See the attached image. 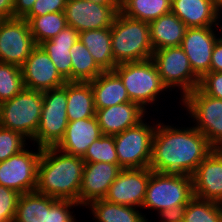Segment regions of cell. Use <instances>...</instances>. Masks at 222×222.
<instances>
[{
  "mask_svg": "<svg viewBox=\"0 0 222 222\" xmlns=\"http://www.w3.org/2000/svg\"><path fill=\"white\" fill-rule=\"evenodd\" d=\"M113 71L122 80L130 101L138 104L147 113L149 108L158 106L157 102L162 95L170 92L152 59L118 64Z\"/></svg>",
  "mask_w": 222,
  "mask_h": 222,
  "instance_id": "cell-5",
  "label": "cell"
},
{
  "mask_svg": "<svg viewBox=\"0 0 222 222\" xmlns=\"http://www.w3.org/2000/svg\"><path fill=\"white\" fill-rule=\"evenodd\" d=\"M194 197L220 203L222 201V149L202 160L192 175Z\"/></svg>",
  "mask_w": 222,
  "mask_h": 222,
  "instance_id": "cell-18",
  "label": "cell"
},
{
  "mask_svg": "<svg viewBox=\"0 0 222 222\" xmlns=\"http://www.w3.org/2000/svg\"><path fill=\"white\" fill-rule=\"evenodd\" d=\"M79 40L103 71H113L117 64L111 49V28L94 29L79 33Z\"/></svg>",
  "mask_w": 222,
  "mask_h": 222,
  "instance_id": "cell-26",
  "label": "cell"
},
{
  "mask_svg": "<svg viewBox=\"0 0 222 222\" xmlns=\"http://www.w3.org/2000/svg\"><path fill=\"white\" fill-rule=\"evenodd\" d=\"M55 200L37 191L21 194L13 222H46V208Z\"/></svg>",
  "mask_w": 222,
  "mask_h": 222,
  "instance_id": "cell-28",
  "label": "cell"
},
{
  "mask_svg": "<svg viewBox=\"0 0 222 222\" xmlns=\"http://www.w3.org/2000/svg\"><path fill=\"white\" fill-rule=\"evenodd\" d=\"M66 83L43 91V104L33 146L55 147L63 138L68 124Z\"/></svg>",
  "mask_w": 222,
  "mask_h": 222,
  "instance_id": "cell-10",
  "label": "cell"
},
{
  "mask_svg": "<svg viewBox=\"0 0 222 222\" xmlns=\"http://www.w3.org/2000/svg\"><path fill=\"white\" fill-rule=\"evenodd\" d=\"M21 194L0 185V222H13Z\"/></svg>",
  "mask_w": 222,
  "mask_h": 222,
  "instance_id": "cell-37",
  "label": "cell"
},
{
  "mask_svg": "<svg viewBox=\"0 0 222 222\" xmlns=\"http://www.w3.org/2000/svg\"><path fill=\"white\" fill-rule=\"evenodd\" d=\"M148 113L138 104L126 102L107 108L96 109L95 117L103 135H116L137 125Z\"/></svg>",
  "mask_w": 222,
  "mask_h": 222,
  "instance_id": "cell-19",
  "label": "cell"
},
{
  "mask_svg": "<svg viewBox=\"0 0 222 222\" xmlns=\"http://www.w3.org/2000/svg\"><path fill=\"white\" fill-rule=\"evenodd\" d=\"M216 3H217V6H218L219 11H220L221 14H222V0H216Z\"/></svg>",
  "mask_w": 222,
  "mask_h": 222,
  "instance_id": "cell-45",
  "label": "cell"
},
{
  "mask_svg": "<svg viewBox=\"0 0 222 222\" xmlns=\"http://www.w3.org/2000/svg\"><path fill=\"white\" fill-rule=\"evenodd\" d=\"M24 88L46 91L63 86L67 81L57 71L46 51L37 45L21 66Z\"/></svg>",
  "mask_w": 222,
  "mask_h": 222,
  "instance_id": "cell-16",
  "label": "cell"
},
{
  "mask_svg": "<svg viewBox=\"0 0 222 222\" xmlns=\"http://www.w3.org/2000/svg\"><path fill=\"white\" fill-rule=\"evenodd\" d=\"M80 207V204L72 200L56 199L49 208H46V222H76V214L73 215V208Z\"/></svg>",
  "mask_w": 222,
  "mask_h": 222,
  "instance_id": "cell-36",
  "label": "cell"
},
{
  "mask_svg": "<svg viewBox=\"0 0 222 222\" xmlns=\"http://www.w3.org/2000/svg\"><path fill=\"white\" fill-rule=\"evenodd\" d=\"M104 6H121V0H85Z\"/></svg>",
  "mask_w": 222,
  "mask_h": 222,
  "instance_id": "cell-43",
  "label": "cell"
},
{
  "mask_svg": "<svg viewBox=\"0 0 222 222\" xmlns=\"http://www.w3.org/2000/svg\"><path fill=\"white\" fill-rule=\"evenodd\" d=\"M220 34L222 35V26L186 29L181 47L189 59L194 74L200 80L210 72L213 47L221 37Z\"/></svg>",
  "mask_w": 222,
  "mask_h": 222,
  "instance_id": "cell-13",
  "label": "cell"
},
{
  "mask_svg": "<svg viewBox=\"0 0 222 222\" xmlns=\"http://www.w3.org/2000/svg\"><path fill=\"white\" fill-rule=\"evenodd\" d=\"M150 117L152 116H148L137 125L114 135L118 163L122 169H140L149 167L153 136L159 121L158 118L157 120L155 118L151 122H146Z\"/></svg>",
  "mask_w": 222,
  "mask_h": 222,
  "instance_id": "cell-7",
  "label": "cell"
},
{
  "mask_svg": "<svg viewBox=\"0 0 222 222\" xmlns=\"http://www.w3.org/2000/svg\"><path fill=\"white\" fill-rule=\"evenodd\" d=\"M79 40V32L71 26H66L51 40H46L40 46L46 51L57 71L71 82L72 60L70 48Z\"/></svg>",
  "mask_w": 222,
  "mask_h": 222,
  "instance_id": "cell-22",
  "label": "cell"
},
{
  "mask_svg": "<svg viewBox=\"0 0 222 222\" xmlns=\"http://www.w3.org/2000/svg\"><path fill=\"white\" fill-rule=\"evenodd\" d=\"M90 83L95 109L131 102L122 80L114 71H103Z\"/></svg>",
  "mask_w": 222,
  "mask_h": 222,
  "instance_id": "cell-23",
  "label": "cell"
},
{
  "mask_svg": "<svg viewBox=\"0 0 222 222\" xmlns=\"http://www.w3.org/2000/svg\"><path fill=\"white\" fill-rule=\"evenodd\" d=\"M85 162L56 147L42 148L38 163L36 191L59 200L79 203Z\"/></svg>",
  "mask_w": 222,
  "mask_h": 222,
  "instance_id": "cell-2",
  "label": "cell"
},
{
  "mask_svg": "<svg viewBox=\"0 0 222 222\" xmlns=\"http://www.w3.org/2000/svg\"><path fill=\"white\" fill-rule=\"evenodd\" d=\"M24 89L21 67L0 62V104Z\"/></svg>",
  "mask_w": 222,
  "mask_h": 222,
  "instance_id": "cell-33",
  "label": "cell"
},
{
  "mask_svg": "<svg viewBox=\"0 0 222 222\" xmlns=\"http://www.w3.org/2000/svg\"><path fill=\"white\" fill-rule=\"evenodd\" d=\"M221 209V213H222V201L220 203H218Z\"/></svg>",
  "mask_w": 222,
  "mask_h": 222,
  "instance_id": "cell-46",
  "label": "cell"
},
{
  "mask_svg": "<svg viewBox=\"0 0 222 222\" xmlns=\"http://www.w3.org/2000/svg\"><path fill=\"white\" fill-rule=\"evenodd\" d=\"M28 23L37 45L46 40H51L67 26L64 12H52L43 16H35Z\"/></svg>",
  "mask_w": 222,
  "mask_h": 222,
  "instance_id": "cell-31",
  "label": "cell"
},
{
  "mask_svg": "<svg viewBox=\"0 0 222 222\" xmlns=\"http://www.w3.org/2000/svg\"><path fill=\"white\" fill-rule=\"evenodd\" d=\"M0 18H14V0H0Z\"/></svg>",
  "mask_w": 222,
  "mask_h": 222,
  "instance_id": "cell-42",
  "label": "cell"
},
{
  "mask_svg": "<svg viewBox=\"0 0 222 222\" xmlns=\"http://www.w3.org/2000/svg\"><path fill=\"white\" fill-rule=\"evenodd\" d=\"M43 92L24 88L0 104V127L14 130L33 143L38 130Z\"/></svg>",
  "mask_w": 222,
  "mask_h": 222,
  "instance_id": "cell-6",
  "label": "cell"
},
{
  "mask_svg": "<svg viewBox=\"0 0 222 222\" xmlns=\"http://www.w3.org/2000/svg\"><path fill=\"white\" fill-rule=\"evenodd\" d=\"M102 135L95 116L69 121L63 138L55 147L69 155L83 157L88 147Z\"/></svg>",
  "mask_w": 222,
  "mask_h": 222,
  "instance_id": "cell-21",
  "label": "cell"
},
{
  "mask_svg": "<svg viewBox=\"0 0 222 222\" xmlns=\"http://www.w3.org/2000/svg\"><path fill=\"white\" fill-rule=\"evenodd\" d=\"M148 24L154 51L181 46L187 26L174 13L164 14Z\"/></svg>",
  "mask_w": 222,
  "mask_h": 222,
  "instance_id": "cell-24",
  "label": "cell"
},
{
  "mask_svg": "<svg viewBox=\"0 0 222 222\" xmlns=\"http://www.w3.org/2000/svg\"><path fill=\"white\" fill-rule=\"evenodd\" d=\"M210 72H222V35L213 47Z\"/></svg>",
  "mask_w": 222,
  "mask_h": 222,
  "instance_id": "cell-40",
  "label": "cell"
},
{
  "mask_svg": "<svg viewBox=\"0 0 222 222\" xmlns=\"http://www.w3.org/2000/svg\"><path fill=\"white\" fill-rule=\"evenodd\" d=\"M172 0H121L120 13L147 23L171 12Z\"/></svg>",
  "mask_w": 222,
  "mask_h": 222,
  "instance_id": "cell-30",
  "label": "cell"
},
{
  "mask_svg": "<svg viewBox=\"0 0 222 222\" xmlns=\"http://www.w3.org/2000/svg\"><path fill=\"white\" fill-rule=\"evenodd\" d=\"M70 53L72 60L71 82H90L103 72L80 40L70 48Z\"/></svg>",
  "mask_w": 222,
  "mask_h": 222,
  "instance_id": "cell-29",
  "label": "cell"
},
{
  "mask_svg": "<svg viewBox=\"0 0 222 222\" xmlns=\"http://www.w3.org/2000/svg\"><path fill=\"white\" fill-rule=\"evenodd\" d=\"M151 171L149 167L122 169L110 185L104 199L111 203L141 209Z\"/></svg>",
  "mask_w": 222,
  "mask_h": 222,
  "instance_id": "cell-15",
  "label": "cell"
},
{
  "mask_svg": "<svg viewBox=\"0 0 222 222\" xmlns=\"http://www.w3.org/2000/svg\"><path fill=\"white\" fill-rule=\"evenodd\" d=\"M37 46L27 20L20 17L0 22V62L21 67Z\"/></svg>",
  "mask_w": 222,
  "mask_h": 222,
  "instance_id": "cell-12",
  "label": "cell"
},
{
  "mask_svg": "<svg viewBox=\"0 0 222 222\" xmlns=\"http://www.w3.org/2000/svg\"><path fill=\"white\" fill-rule=\"evenodd\" d=\"M185 222H222L217 202L193 197L178 215Z\"/></svg>",
  "mask_w": 222,
  "mask_h": 222,
  "instance_id": "cell-32",
  "label": "cell"
},
{
  "mask_svg": "<svg viewBox=\"0 0 222 222\" xmlns=\"http://www.w3.org/2000/svg\"><path fill=\"white\" fill-rule=\"evenodd\" d=\"M199 88L208 96L222 99V72H209L201 80Z\"/></svg>",
  "mask_w": 222,
  "mask_h": 222,
  "instance_id": "cell-39",
  "label": "cell"
},
{
  "mask_svg": "<svg viewBox=\"0 0 222 222\" xmlns=\"http://www.w3.org/2000/svg\"><path fill=\"white\" fill-rule=\"evenodd\" d=\"M193 197L192 176L151 171L142 210L157 211L160 222H165L178 216Z\"/></svg>",
  "mask_w": 222,
  "mask_h": 222,
  "instance_id": "cell-3",
  "label": "cell"
},
{
  "mask_svg": "<svg viewBox=\"0 0 222 222\" xmlns=\"http://www.w3.org/2000/svg\"><path fill=\"white\" fill-rule=\"evenodd\" d=\"M171 12L187 28L222 26V15L216 0H172Z\"/></svg>",
  "mask_w": 222,
  "mask_h": 222,
  "instance_id": "cell-20",
  "label": "cell"
},
{
  "mask_svg": "<svg viewBox=\"0 0 222 222\" xmlns=\"http://www.w3.org/2000/svg\"><path fill=\"white\" fill-rule=\"evenodd\" d=\"M166 124L160 120L156 126L149 168L157 173L192 176L214 148L191 124L189 127Z\"/></svg>",
  "mask_w": 222,
  "mask_h": 222,
  "instance_id": "cell-1",
  "label": "cell"
},
{
  "mask_svg": "<svg viewBox=\"0 0 222 222\" xmlns=\"http://www.w3.org/2000/svg\"><path fill=\"white\" fill-rule=\"evenodd\" d=\"M180 105L184 106L182 109L186 110L188 118L191 117L189 122L195 123L193 126L210 145L222 149V99L208 96L197 87L180 101Z\"/></svg>",
  "mask_w": 222,
  "mask_h": 222,
  "instance_id": "cell-8",
  "label": "cell"
},
{
  "mask_svg": "<svg viewBox=\"0 0 222 222\" xmlns=\"http://www.w3.org/2000/svg\"><path fill=\"white\" fill-rule=\"evenodd\" d=\"M84 208L91 211L95 222H149L147 214L137 207L119 205L105 199L89 203Z\"/></svg>",
  "mask_w": 222,
  "mask_h": 222,
  "instance_id": "cell-27",
  "label": "cell"
},
{
  "mask_svg": "<svg viewBox=\"0 0 222 222\" xmlns=\"http://www.w3.org/2000/svg\"><path fill=\"white\" fill-rule=\"evenodd\" d=\"M68 121L95 116L94 95L90 82H66Z\"/></svg>",
  "mask_w": 222,
  "mask_h": 222,
  "instance_id": "cell-25",
  "label": "cell"
},
{
  "mask_svg": "<svg viewBox=\"0 0 222 222\" xmlns=\"http://www.w3.org/2000/svg\"><path fill=\"white\" fill-rule=\"evenodd\" d=\"M82 160L85 163L106 162L119 165L114 136L102 135L99 139L95 140L88 147Z\"/></svg>",
  "mask_w": 222,
  "mask_h": 222,
  "instance_id": "cell-34",
  "label": "cell"
},
{
  "mask_svg": "<svg viewBox=\"0 0 222 222\" xmlns=\"http://www.w3.org/2000/svg\"><path fill=\"white\" fill-rule=\"evenodd\" d=\"M165 222H185L179 216H174L167 219Z\"/></svg>",
  "mask_w": 222,
  "mask_h": 222,
  "instance_id": "cell-44",
  "label": "cell"
},
{
  "mask_svg": "<svg viewBox=\"0 0 222 222\" xmlns=\"http://www.w3.org/2000/svg\"><path fill=\"white\" fill-rule=\"evenodd\" d=\"M28 142L22 134L0 127V162L28 147Z\"/></svg>",
  "mask_w": 222,
  "mask_h": 222,
  "instance_id": "cell-35",
  "label": "cell"
},
{
  "mask_svg": "<svg viewBox=\"0 0 222 222\" xmlns=\"http://www.w3.org/2000/svg\"><path fill=\"white\" fill-rule=\"evenodd\" d=\"M121 6H104L85 0H67L64 15L68 26L84 32L111 28Z\"/></svg>",
  "mask_w": 222,
  "mask_h": 222,
  "instance_id": "cell-14",
  "label": "cell"
},
{
  "mask_svg": "<svg viewBox=\"0 0 222 222\" xmlns=\"http://www.w3.org/2000/svg\"><path fill=\"white\" fill-rule=\"evenodd\" d=\"M36 0H14V17L23 18L33 7Z\"/></svg>",
  "mask_w": 222,
  "mask_h": 222,
  "instance_id": "cell-41",
  "label": "cell"
},
{
  "mask_svg": "<svg viewBox=\"0 0 222 222\" xmlns=\"http://www.w3.org/2000/svg\"><path fill=\"white\" fill-rule=\"evenodd\" d=\"M120 165L106 162L85 163L79 191L80 207L105 198L120 171Z\"/></svg>",
  "mask_w": 222,
  "mask_h": 222,
  "instance_id": "cell-17",
  "label": "cell"
},
{
  "mask_svg": "<svg viewBox=\"0 0 222 222\" xmlns=\"http://www.w3.org/2000/svg\"><path fill=\"white\" fill-rule=\"evenodd\" d=\"M111 49L117 65L151 59L149 24L118 12L111 26Z\"/></svg>",
  "mask_w": 222,
  "mask_h": 222,
  "instance_id": "cell-4",
  "label": "cell"
},
{
  "mask_svg": "<svg viewBox=\"0 0 222 222\" xmlns=\"http://www.w3.org/2000/svg\"><path fill=\"white\" fill-rule=\"evenodd\" d=\"M151 59L168 90L171 92L172 89L173 91L176 89V92L180 91L179 101L199 87L200 79L194 74L189 59L181 46L155 50Z\"/></svg>",
  "mask_w": 222,
  "mask_h": 222,
  "instance_id": "cell-9",
  "label": "cell"
},
{
  "mask_svg": "<svg viewBox=\"0 0 222 222\" xmlns=\"http://www.w3.org/2000/svg\"><path fill=\"white\" fill-rule=\"evenodd\" d=\"M37 151L30 147L0 162V185L15 190L19 194L36 191L38 163L42 148L35 145Z\"/></svg>",
  "mask_w": 222,
  "mask_h": 222,
  "instance_id": "cell-11",
  "label": "cell"
},
{
  "mask_svg": "<svg viewBox=\"0 0 222 222\" xmlns=\"http://www.w3.org/2000/svg\"><path fill=\"white\" fill-rule=\"evenodd\" d=\"M67 0H36L31 10L23 17L28 22L35 16L52 12H64Z\"/></svg>",
  "mask_w": 222,
  "mask_h": 222,
  "instance_id": "cell-38",
  "label": "cell"
}]
</instances>
